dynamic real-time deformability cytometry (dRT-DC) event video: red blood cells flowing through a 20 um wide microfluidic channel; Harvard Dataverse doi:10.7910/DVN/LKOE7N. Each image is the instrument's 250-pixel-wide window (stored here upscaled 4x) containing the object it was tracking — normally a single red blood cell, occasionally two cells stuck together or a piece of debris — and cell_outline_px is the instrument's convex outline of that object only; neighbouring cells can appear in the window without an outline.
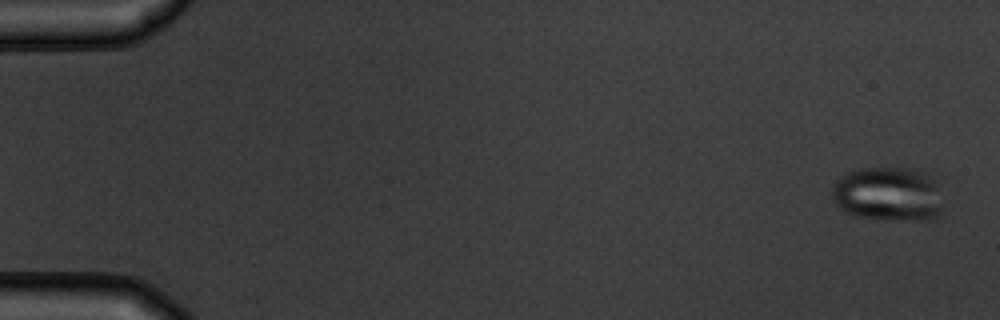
{"species": "common noctule bat (a hibernating species)", "species_latin": "Nyctalus noctula", "temperature_condition": "warm", "stored_images_in_passage": 7, "camera_frame_rate_fps": 3000, "um_per_image_px": 0.085, "animal": {"sex": "male", "body_mass_g": 19.5, "forearm_length_mm": 54.6}, "frame": {"image": 1, "passage_image": 1, "time_ms": 0.0, "image_size_px": [1000, 320], "cell_outline_px": [[940, 216], [932, 220], [888, 220], [856, 216], [844, 212], [832, 200], [832, 188], [836, 180], [840, 176], [848, 172], [860, 168], [912, 168], [924, 172], [936, 180], [940, 208]], "centroid_in_image_um": [75.46, 16.5], "position_along_channel_um": 9.5, "area_um2": 35.37}}